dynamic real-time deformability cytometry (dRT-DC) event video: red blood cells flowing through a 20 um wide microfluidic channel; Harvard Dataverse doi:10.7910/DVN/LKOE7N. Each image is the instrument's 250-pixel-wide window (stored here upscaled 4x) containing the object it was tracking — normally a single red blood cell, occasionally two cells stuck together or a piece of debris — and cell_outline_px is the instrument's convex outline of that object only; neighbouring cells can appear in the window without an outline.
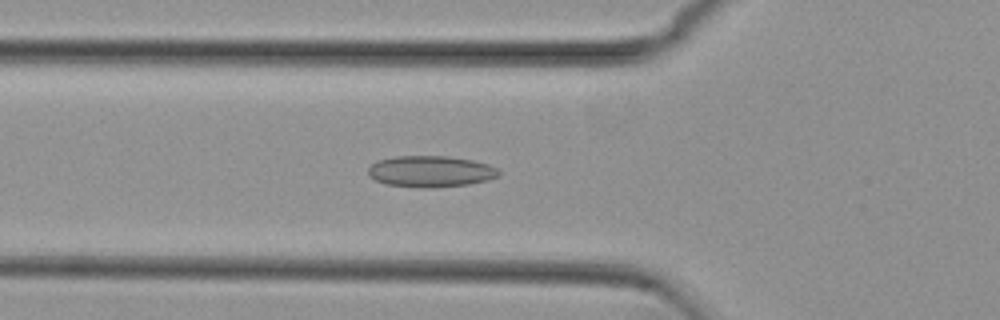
{"species": "common noctule bat (a hibernating species)", "species_latin": "Nyctalus noctula", "temperature_condition": "cold", "stored_images_in_passage": 53, "camera_frame_rate_fps": 3000, "um_per_image_px": 0.085, "animal": {"sex": "female", "body_mass_g": 29.2, "forearm_length_mm": 56.3}, "frame": {"image": 1, "passage_image": 18, "time_ms": 5.667, "image_size_px": [1000, 320], "cell_outline_px": [[500, 176], [488, 180], [468, 184], [432, 188], [420, 188], [384, 184], [368, 176], [368, 168], [372, 164], [380, 160], [396, 156], [448, 156], [472, 160], [488, 164], [496, 168], [500, 172]], "centroid_in_image_um": [36.6, 14.58], "position_along_channel_um": 89.2, "area_um2": 23.93}}
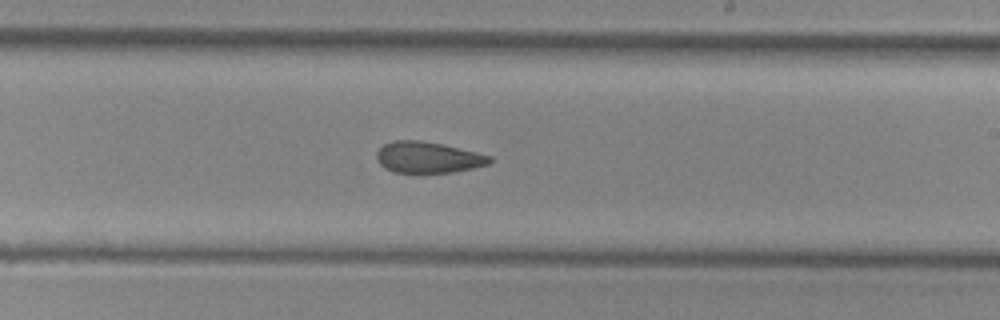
{"frame": {"image": 2, "passage_image": 31, "time_ms": 10.0, "image_size_px": [1000, 320], "cell_outline_px": [[492, 160], [488, 164], [472, 168], [452, 172], [416, 176], [392, 172], [384, 168], [376, 160], [376, 152], [384, 144], [392, 140], [420, 140], [440, 144], [476, 152], [492, 156]], "centroid_in_image_um": [36.31, 13.43], "position_along_channel_um": 252.7, "area_um2": 21.27}}
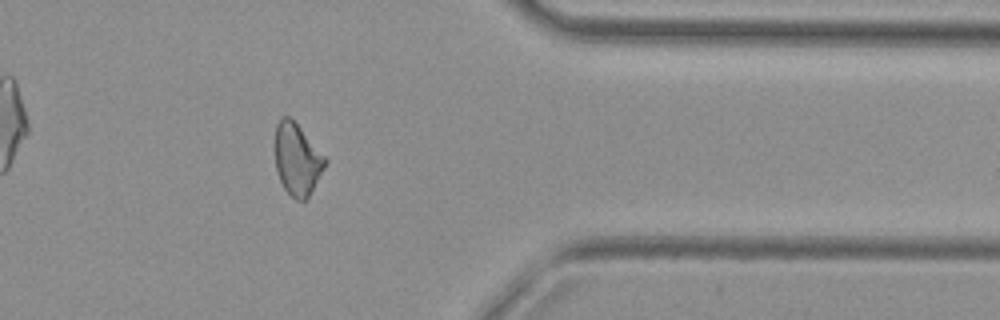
{"frame": {"image": 3, "passage_image": 43, "time_ms": 14.0, "image_size_px": [1000, 320], "cell_outline_px": [[328, 160], [324, 168], [308, 196], [304, 200], [296, 200], [284, 188], [280, 180], [276, 168], [276, 124], [280, 116], [288, 116], [300, 128]], "centroid_in_image_um": [25.25, 13.53], "position_along_channel_um": 386.2, "area_um2": 20.35}, "authors_computed_cell_mechanics": {"area_um2": 21.9062, "velocity_mm_per_s": 3.7638, "shape_relaxation_time_tau1_ms": null, "shape_relaxation_time_tau2_ms": 4.1069, "deformation_change_tau1": null, "deformation_change_tau2": 0.1079}}